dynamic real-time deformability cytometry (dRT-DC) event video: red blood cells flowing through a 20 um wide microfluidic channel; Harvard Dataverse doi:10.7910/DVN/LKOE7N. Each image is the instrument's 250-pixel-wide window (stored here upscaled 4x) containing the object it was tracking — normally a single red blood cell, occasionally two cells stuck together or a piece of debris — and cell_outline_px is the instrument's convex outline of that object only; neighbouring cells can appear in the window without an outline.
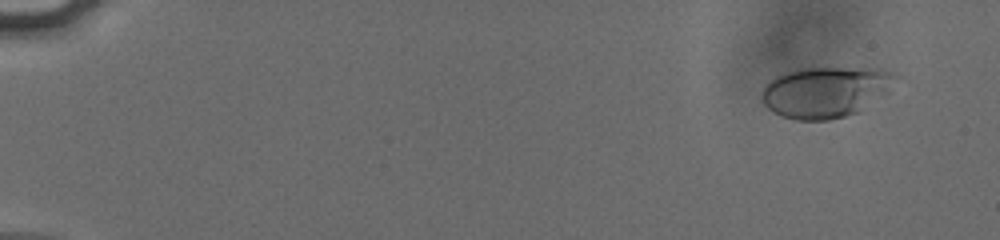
{"species": "human", "species_latin": "Homo sapiens", "temperature_condition": "cold", "stored_images_in_passage": 57, "camera_frame_rate_fps": 3000, "um_per_image_px": 0.085, "donor": {"sex": "male"}, "frame": {"image": 1, "passage_image": 5, "time_ms": 1.333, "image_size_px": [1000, 240], "cell_outline_px": [[892, 76], [888, 92], [860, 112], [828, 120], [796, 120], [780, 116], [772, 112], [764, 104], [760, 96], [760, 92], [776, 76], [800, 68], [880, 68], [892, 72]], "centroid_in_image_um": [70.12, 7.83], "position_along_channel_um": 14.9, "area_um2": 39.42}}
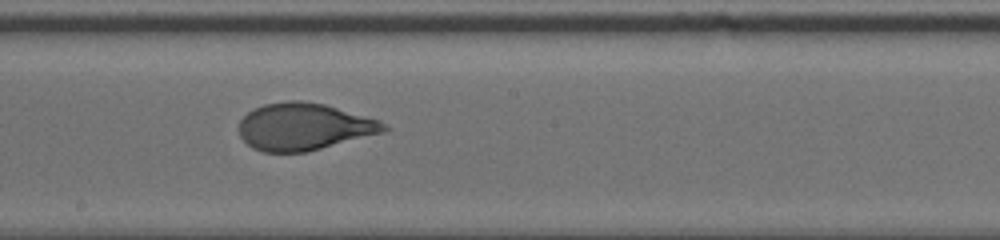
{"frame": {"image": 2, "passage_image": 34, "time_ms": 11.0, "image_size_px": [1000, 240], "cell_outline_px": [[392, 128], [384, 132], [308, 152], [264, 152], [252, 148], [240, 136], [240, 120], [252, 108], [264, 104], [288, 100], [300, 100], [324, 104], [380, 120]], "centroid_in_image_um": [25.85, 10.77], "position_along_channel_um": 222.3, "area_um2": 39.94}}
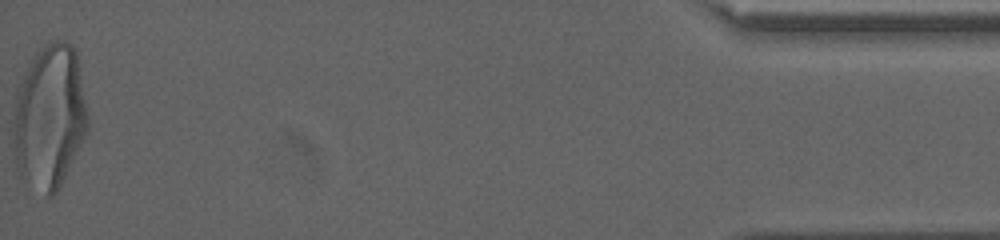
{"frame": {"image": 3, "passage_image": 57, "time_ms": 18.667, "image_size_px": [1000, 240], "cell_outline_px": [[88, 132], [60, 188], [52, 196], [44, 196], [20, 176], [16, 172], [12, 136], [12, 116], [16, 88], [32, 56], [48, 40], [64, 40], [72, 44], [76, 52], [88, 116]], "centroid_in_image_um": [4.17, 9.95], "position_along_channel_um": 431.0, "area_um2": 63.98}, "authors_computed_cell_mechanics": {"area_um2": 39.4774, "velocity_mm_per_s": 3.8031, "shape_relaxation_time_tau1_ms": 4.1918, "shape_relaxation_time_tau2_ms": null, "deformation_change_tau1": 0.184, "deformation_change_tau2": null}}